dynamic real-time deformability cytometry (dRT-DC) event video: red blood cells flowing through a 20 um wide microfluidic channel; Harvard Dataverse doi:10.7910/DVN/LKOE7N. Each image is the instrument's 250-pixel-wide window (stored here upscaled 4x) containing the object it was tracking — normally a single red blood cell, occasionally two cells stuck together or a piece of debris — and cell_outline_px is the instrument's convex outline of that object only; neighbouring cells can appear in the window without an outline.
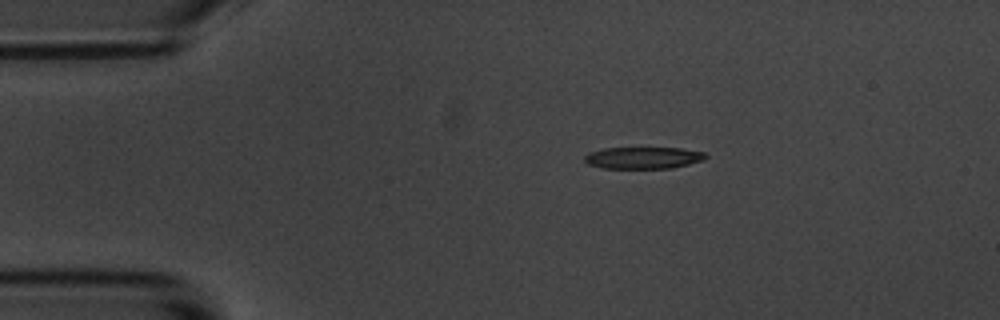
{"species": "common noctule bat (a hibernating species)", "species_latin": "Nyctalus noctula", "temperature_condition": "room temperature", "stored_images_in_passage": 9, "camera_frame_rate_fps": 3000, "um_per_image_px": 0.085, "animal": {"sex": "male", "body_mass_g": 20.1, "forearm_length_mm": 53.5}, "frame": {"image": 1, "passage_image": 1, "time_ms": 0.0, "image_size_px": [1000, 320], "cell_outline_px": [[708, 156], [704, 160], [672, 168], [604, 168], [588, 164], [584, 160], [584, 156], [588, 152], [604, 148], [680, 148], [704, 152]], "centroid_in_image_um": [54.67, 13.41], "position_along_channel_um": 30.3, "area_um2": 15.37}}
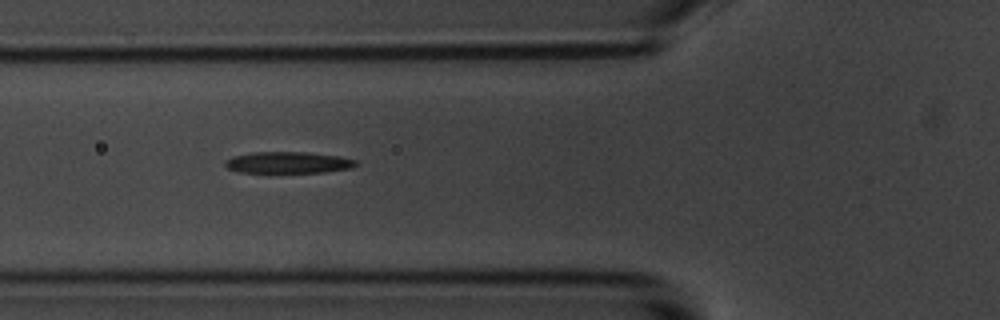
{"frame": {"image": 2, "passage_image": 4, "time_ms": 3.333, "image_size_px": [1000, 320], "cell_outline_px": [[356, 164], [352, 168], [324, 172], [240, 172], [228, 168], [224, 164], [224, 160], [232, 156], [252, 152], [304, 152], [340, 156], [356, 160]], "centroid_in_image_um": [24.47, 13.81], "position_along_channel_um": 101.3, "area_um2": 16.3}}
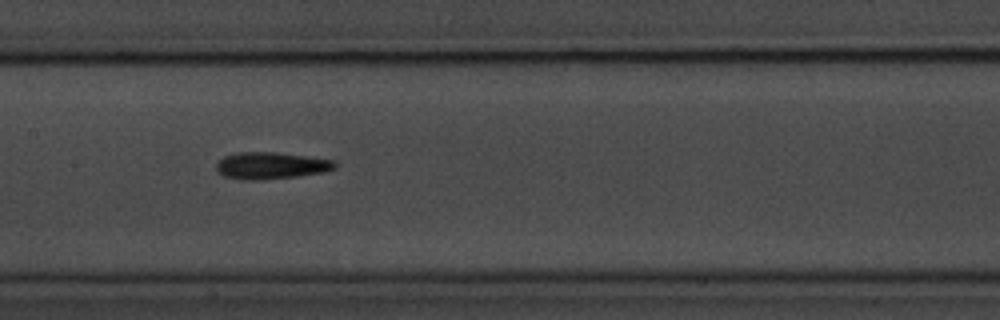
{"frame": {"image": 3, "passage_image": 6, "time_ms": 5.667, "image_size_px": [1000, 320], "cell_outline_px": [[336, 168], [324, 172], [296, 176], [256, 180], [244, 180], [224, 176], [216, 172], [216, 164], [224, 156], [236, 152], [272, 152], [336, 160]], "centroid_in_image_um": [23.01, 14.07], "position_along_channel_um": 184.4, "area_um2": 18.5}}